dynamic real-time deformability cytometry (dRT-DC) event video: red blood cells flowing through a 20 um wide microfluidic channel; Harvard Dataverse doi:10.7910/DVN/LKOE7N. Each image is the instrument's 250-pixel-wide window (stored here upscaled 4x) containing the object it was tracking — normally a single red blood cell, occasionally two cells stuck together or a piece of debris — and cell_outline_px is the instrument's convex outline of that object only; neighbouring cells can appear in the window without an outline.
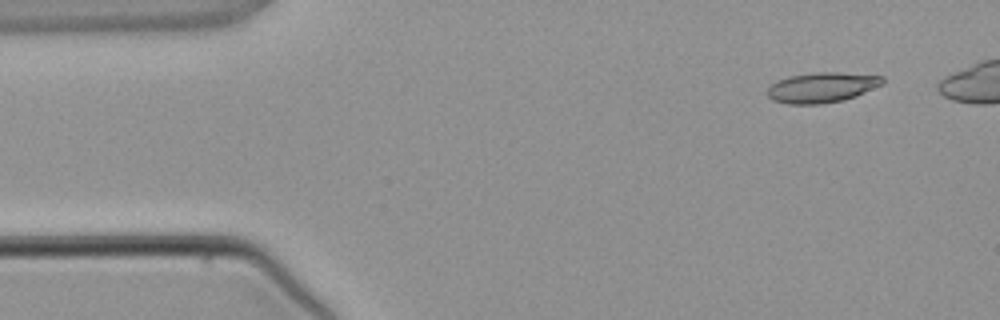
{"species": "common noctule bat (a hibernating species)", "species_latin": "Nyctalus noctula", "temperature_condition": "warm", "stored_images_in_passage": 4, "camera_frame_rate_fps": 3000, "um_per_image_px": 0.085, "animal": {"sex": "male", "body_mass_g": 21.5, "forearm_length_mm": 52.0}, "frame": {"image": 1, "passage_image": 1, "time_ms": 0.0, "image_size_px": [1000, 320], "cell_outline_px": [[884, 84], [856, 96], [844, 100], [820, 104], [788, 104], [772, 100], [768, 96], [768, 88], [776, 80], [788, 76], [816, 72], [840, 72], [884, 76]], "centroid_in_image_um": [69.88, 7.43], "position_along_channel_um": 15.1, "area_um2": 20.46}}